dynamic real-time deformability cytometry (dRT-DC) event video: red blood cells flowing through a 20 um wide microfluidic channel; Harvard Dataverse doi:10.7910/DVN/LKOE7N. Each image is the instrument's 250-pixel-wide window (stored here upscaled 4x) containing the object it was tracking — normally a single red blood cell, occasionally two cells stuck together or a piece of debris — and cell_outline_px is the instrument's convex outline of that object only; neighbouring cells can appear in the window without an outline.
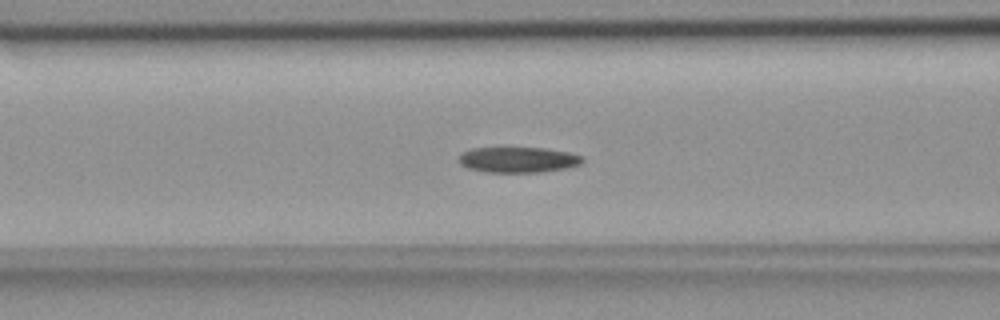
{"species": "common noctule bat (a hibernating species)", "species_latin": "Nyctalus noctula", "temperature_condition": "room temperature", "stored_images_in_passage": 47, "camera_frame_rate_fps": 3000, "um_per_image_px": 0.085, "animal": {"sex": "female", "body_mass_g": 18.4}, "frame": {"image": 1, "passage_image": 21, "time_ms": 6.667, "image_size_px": [1000, 320], "cell_outline_px": [[584, 160], [580, 164], [568, 168], [540, 172], [484, 172], [468, 168], [460, 164], [456, 160], [460, 152], [472, 148], [544, 148], [568, 152], [584, 156]], "centroid_in_image_um": [44.0, 13.58], "position_along_channel_um": 122.6, "area_um2": 18.67}}
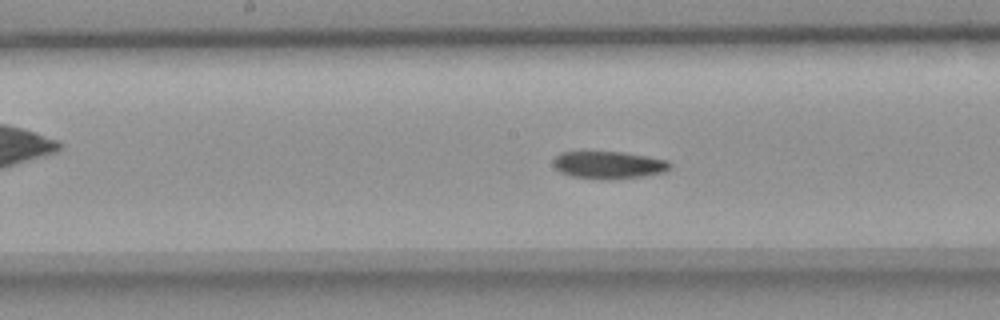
{"frame": {"image": 2, "passage_image": 27, "time_ms": 8.667, "image_size_px": [1000, 320], "cell_outline_px": [[672, 164], [664, 172], [644, 176], [608, 180], [600, 180], [572, 176], [560, 172], [552, 164], [552, 160], [560, 152], [620, 152], [668, 160]], "centroid_in_image_um": [51.7, 14.03], "position_along_channel_um": 196.5, "area_um2": 18.67}}
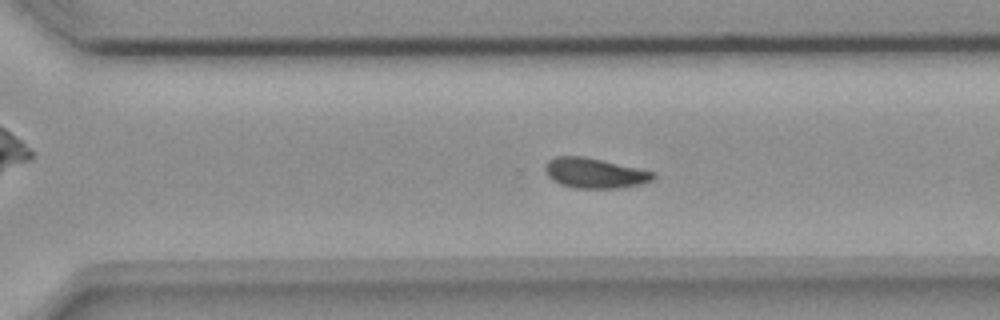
{"frame": {"image": 3, "passage_image": 37, "time_ms": 12.0, "image_size_px": [1000, 320], "cell_outline_px": [[656, 176], [652, 180], [640, 184], [620, 188], [572, 188], [560, 184], [552, 180], [548, 176], [544, 168], [544, 164], [548, 160], [556, 156], [580, 156], [600, 160], [652, 172]], "centroid_in_image_um": [50.47, 14.72], "position_along_channel_um": 320.1, "area_um2": 18.67}}